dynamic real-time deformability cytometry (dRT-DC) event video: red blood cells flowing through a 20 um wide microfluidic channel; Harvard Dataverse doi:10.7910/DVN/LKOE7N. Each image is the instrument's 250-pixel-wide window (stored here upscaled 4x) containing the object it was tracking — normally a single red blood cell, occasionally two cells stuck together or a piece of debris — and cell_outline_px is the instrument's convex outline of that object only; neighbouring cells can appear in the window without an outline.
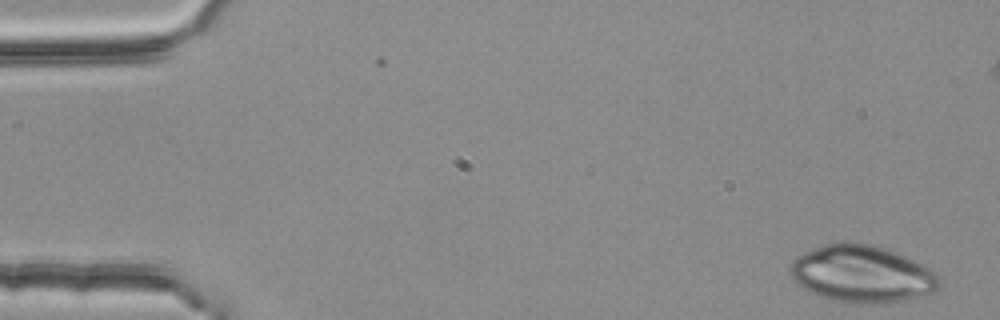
{"species": "common noctule bat (a hibernating species)", "species_latin": "Nyctalus noctula", "temperature_condition": "room temperature", "stored_images_in_passage": 4, "camera_frame_rate_fps": 3000, "um_per_image_px": 0.085, "animal": {"sex": "female", "body_mass_g": 25.1}, "frame": {"image": 1, "passage_image": 1, "time_ms": 0.0, "image_size_px": [1000, 320], "cell_outline_px": [[940, 288], [936, 292], [920, 296], [884, 304], [844, 304], [820, 296], [804, 288], [792, 280], [788, 268], [792, 260], [796, 256], [804, 252], [824, 244], [848, 240], [872, 244], [896, 252], [924, 264], [936, 272], [940, 280]], "centroid_in_image_um": [73.27, 23.28], "position_along_channel_um": 11.7, "area_um2": 50.63}}